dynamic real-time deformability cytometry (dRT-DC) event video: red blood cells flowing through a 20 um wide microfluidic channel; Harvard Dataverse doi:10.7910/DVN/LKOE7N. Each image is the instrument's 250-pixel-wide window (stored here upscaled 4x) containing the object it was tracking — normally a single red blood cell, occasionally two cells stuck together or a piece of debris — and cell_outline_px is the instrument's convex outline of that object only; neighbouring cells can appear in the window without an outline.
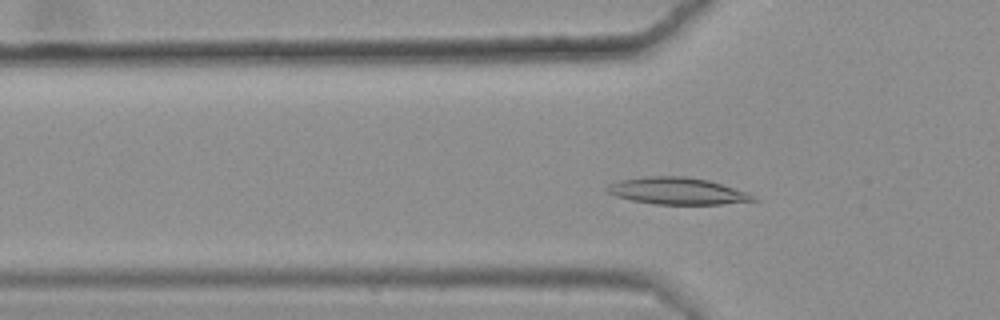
{"species": "common noctule bat (a hibernating species)", "species_latin": "Nyctalus noctula", "temperature_condition": "warm", "stored_images_in_passage": 42, "camera_frame_rate_fps": 3000, "um_per_image_px": 0.085, "animal": {"sex": "female", "body_mass_g": 25.1}, "frame": {"image": 1, "passage_image": 14, "time_ms": 4.333, "image_size_px": [1000, 320], "cell_outline_px": [[760, 200], [720, 204], [656, 204], [632, 200], [616, 196], [608, 192], [604, 188], [608, 184], [620, 180], [648, 176], [684, 176], [708, 180], [748, 192], [756, 196]], "centroid_in_image_um": [57.58, 16.23], "position_along_channel_um": 68.2, "area_um2": 22.83}}
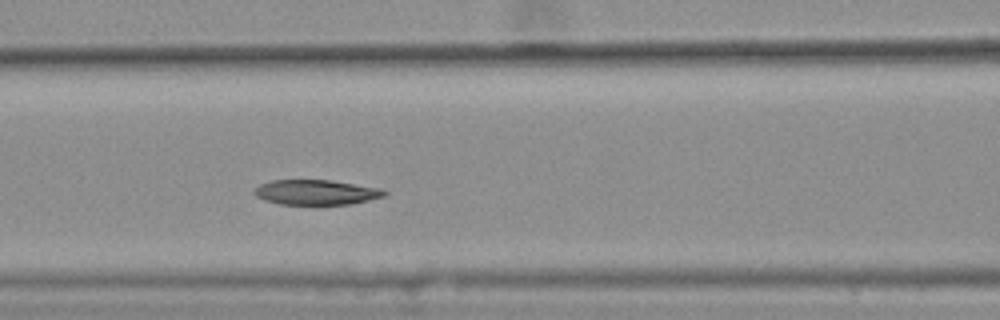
{"frame": {"image": 2, "passage_image": 20, "time_ms": 6.333, "image_size_px": [1000, 320], "cell_outline_px": [[388, 192], [384, 196], [352, 204], [280, 204], [264, 200], [256, 196], [252, 192], [260, 184], [272, 180], [332, 180], [380, 188]], "centroid_in_image_um": [26.86, 16.34], "position_along_channel_um": 139.7, "area_um2": 18.9}}
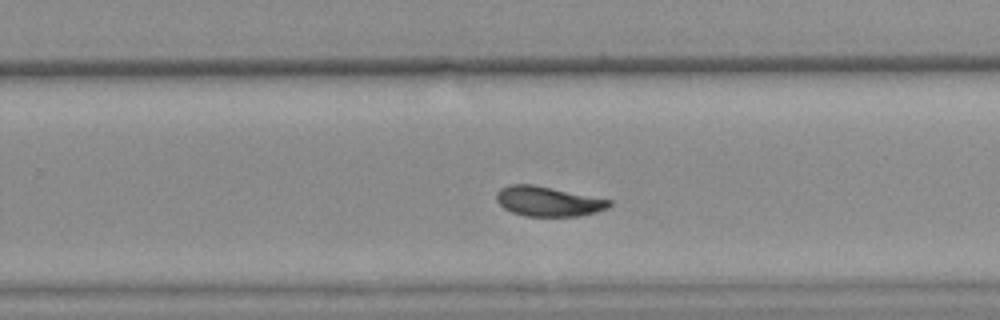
{"frame": {"image": 3, "passage_image": 32, "time_ms": 10.333, "image_size_px": [1000, 320], "cell_outline_px": [[612, 204], [608, 208], [596, 212], [580, 216], [524, 216], [512, 212], [504, 208], [496, 200], [496, 192], [500, 188], [508, 184], [532, 184], [612, 200]], "centroid_in_image_um": [46.58, 17.11], "position_along_channel_um": 283.2, "area_um2": 19.65}, "authors_computed_cell_mechanics": {"area_um2": 20.6057, "velocity_mm_per_s": 3.5968, "shape_relaxation_time_tau1_ms": 6.2789, "shape_relaxation_time_tau2_ms": 6.6543, "deformation_change_tau1": 0.1765, "deformation_change_tau2": 0.1142}}